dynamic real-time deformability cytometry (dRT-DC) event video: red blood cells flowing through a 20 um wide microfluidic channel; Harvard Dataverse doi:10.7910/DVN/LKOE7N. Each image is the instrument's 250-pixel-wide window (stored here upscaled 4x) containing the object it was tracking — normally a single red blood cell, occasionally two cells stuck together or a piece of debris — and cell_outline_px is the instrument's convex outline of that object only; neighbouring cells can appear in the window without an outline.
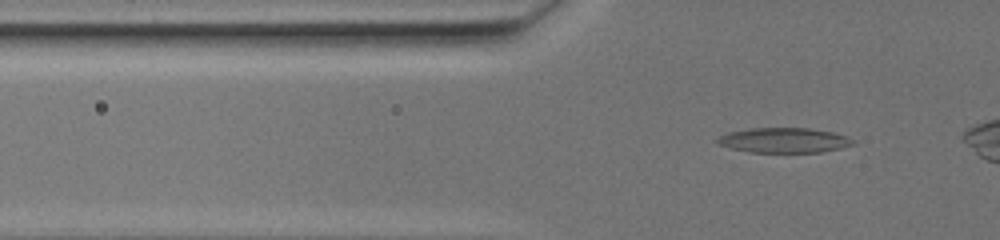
{"species": "common noctule bat (a hibernating species)", "species_latin": "Nyctalus noctula", "temperature_condition": "warm", "stored_images_in_passage": 48, "camera_frame_rate_fps": 3000, "um_per_image_px": 0.085, "animal": {"sex": "female", "body_mass_g": 19.5, "forearm_length_mm": 54.1}, "frame": {"image": 1, "passage_image": 9, "time_ms": 2.667, "image_size_px": [1000, 240], "cell_outline_px": [[856, 144], [840, 148], [820, 152], [748, 152], [716, 144], [716, 140], [720, 136], [728, 132], [748, 128], [808, 128], [832, 132], [848, 136]], "centroid_in_image_um": [66.62, 11.92], "position_along_channel_um": 59.2, "area_um2": 19.71}}
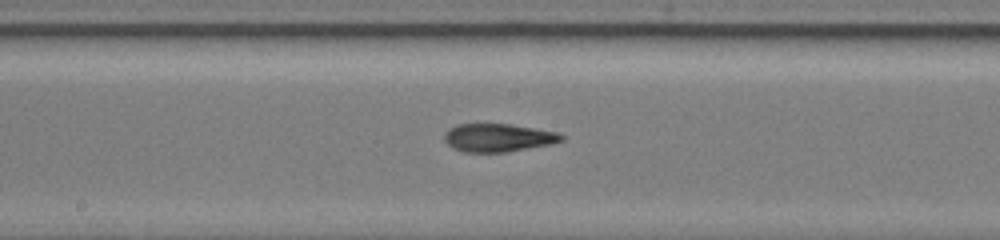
{"frame": {"image": 2, "passage_image": 25, "time_ms": 8.0, "image_size_px": [1000, 240], "cell_outline_px": [[564, 140], [552, 144], [508, 152], [464, 152], [452, 148], [444, 140], [444, 132], [448, 128], [456, 124], [512, 124], [560, 132], [564, 136]], "centroid_in_image_um": [42.36, 11.7], "position_along_channel_um": 205.8, "area_um2": 19.54}}
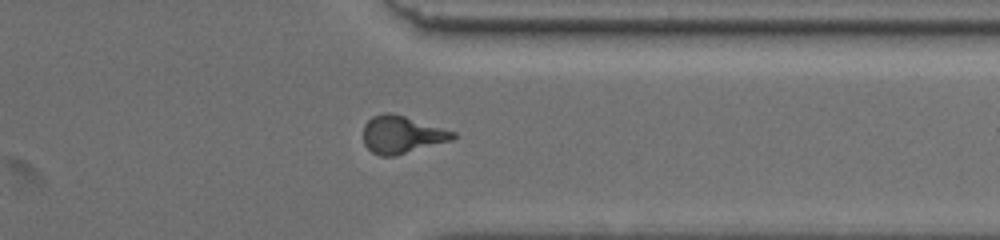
{"frame": {"image": 3, "passage_image": 42, "time_ms": 13.667, "image_size_px": [1000, 240], "cell_outline_px": [[456, 136], [452, 140], [392, 156], [380, 156], [372, 152], [364, 144], [364, 124], [372, 116], [384, 112], [392, 112], [456, 132]], "centroid_in_image_um": [34.13, 11.42], "position_along_channel_um": 377.3, "area_um2": 19.42}}